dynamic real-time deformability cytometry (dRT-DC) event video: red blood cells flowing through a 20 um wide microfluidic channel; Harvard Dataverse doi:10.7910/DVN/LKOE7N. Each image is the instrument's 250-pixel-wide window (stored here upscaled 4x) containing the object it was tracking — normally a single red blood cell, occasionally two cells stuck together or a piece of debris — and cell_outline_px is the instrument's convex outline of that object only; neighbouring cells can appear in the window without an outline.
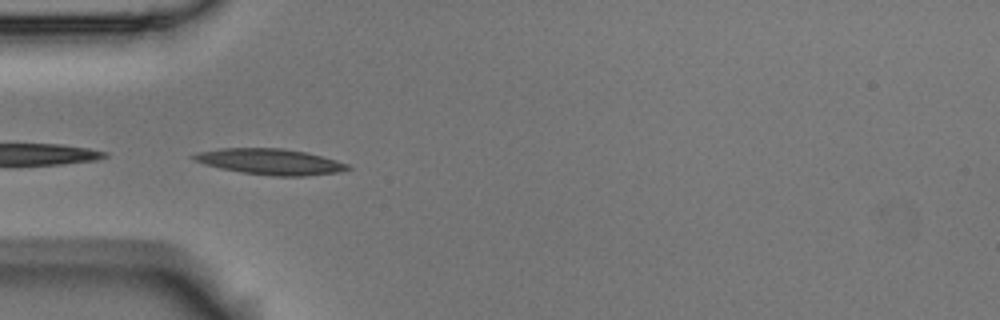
{"species": "Egyptian fruit bat (a non-hibernating species)", "species_latin": "Rousettus aegyptiacus", "temperature_condition": "room temperature", "stored_images_in_passage": 14, "camera_frame_rate_fps": 3000, "um_per_image_px": 0.085, "animal": {"sex": "male"}, "frame": {"image": 1, "passage_image": 1, "time_ms": 0.0, "image_size_px": [1000, 320], "cell_outline_px": [[352, 168], [340, 172], [304, 176], [272, 176], [240, 172], [220, 168], [204, 164], [188, 156], [196, 152], [220, 148], [280, 148], [308, 152], [336, 160], [348, 164]], "centroid_in_image_um": [22.96, 13.74], "position_along_channel_um": 62.0, "area_um2": 23.35}}
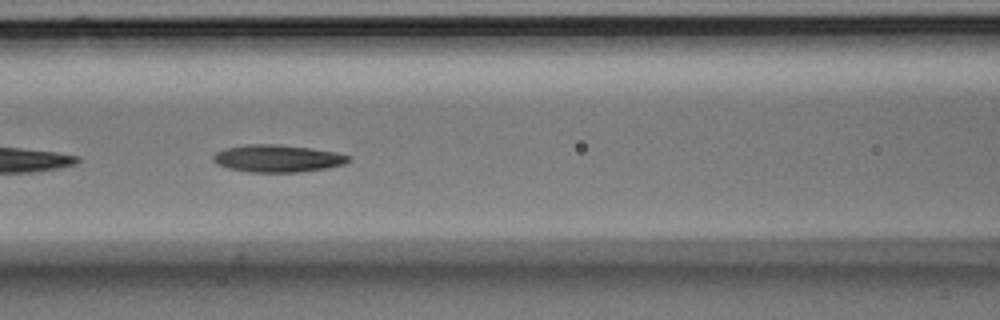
{"frame": {"image": 2, "passage_image": 8, "time_ms": 2.333, "image_size_px": [1000, 320], "cell_outline_px": [[352, 160], [344, 164], [328, 168], [300, 172], [248, 172], [228, 168], [216, 164], [212, 160], [212, 156], [216, 152], [224, 148], [244, 144], [276, 144], [312, 148], [336, 152], [352, 156]], "centroid_in_image_um": [23.59, 13.46], "position_along_channel_um": 143.0, "area_um2": 21.91}}
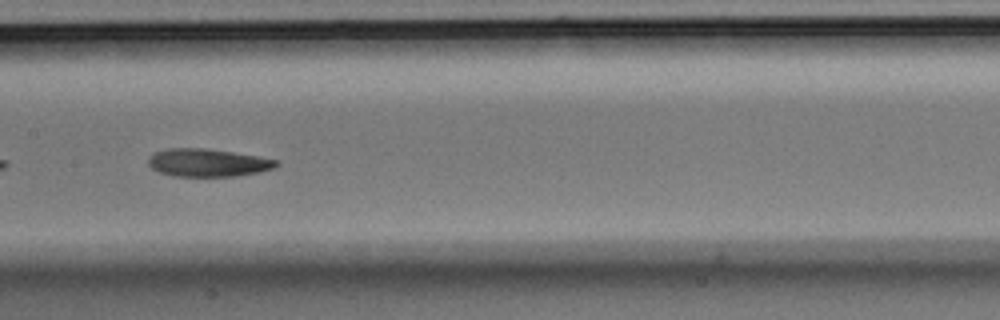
{"frame": {"image": 3, "passage_image": 12, "time_ms": 3.667, "image_size_px": [1000, 320], "cell_outline_px": [[280, 164], [272, 168], [260, 172], [236, 176], [172, 176], [160, 172], [152, 168], [148, 164], [148, 156], [152, 152], [168, 148], [204, 148], [232, 152], [280, 160]], "centroid_in_image_um": [17.64, 13.82], "position_along_channel_um": 189.8, "area_um2": 20.87}}